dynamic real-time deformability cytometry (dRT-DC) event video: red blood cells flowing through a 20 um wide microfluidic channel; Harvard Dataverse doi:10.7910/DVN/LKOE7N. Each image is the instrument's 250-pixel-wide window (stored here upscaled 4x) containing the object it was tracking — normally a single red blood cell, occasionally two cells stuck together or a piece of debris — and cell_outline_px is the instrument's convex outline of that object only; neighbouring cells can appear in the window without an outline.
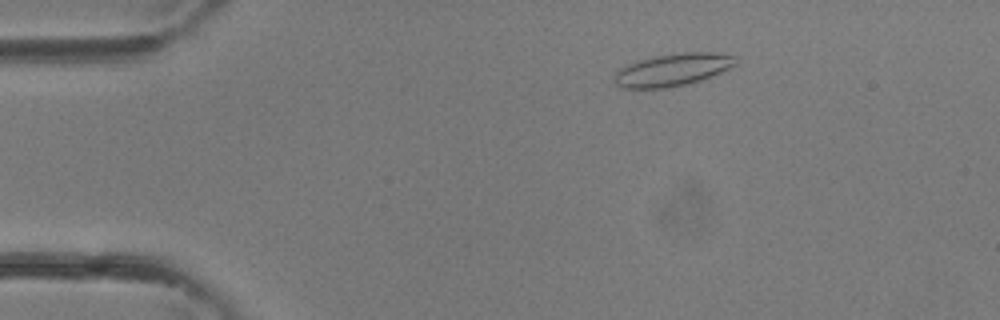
{"species": "common noctule bat (a hibernating species)", "species_latin": "Nyctalus noctula", "temperature_condition": "room temperature", "stored_images_in_passage": 29, "camera_frame_rate_fps": 3000, "um_per_image_px": 0.085, "animal": {"sex": "female"}, "frame": {"image": 1, "passage_image": 2, "time_ms": 0.333, "image_size_px": [1000, 320], "cell_outline_px": [[736, 64], [720, 72], [700, 80], [688, 84], [668, 88], [620, 88], [616, 84], [616, 72], [620, 68], [628, 64], [640, 60], [656, 56], [684, 52], [720, 52], [736, 56]], "centroid_in_image_um": [57.2, 5.93], "position_along_channel_um": 27.8, "area_um2": 22.77}}
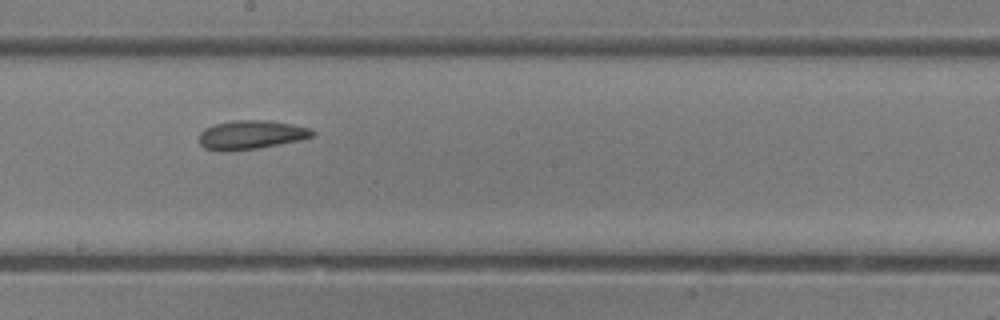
{"frame": {"image": 2, "passage_image": 16, "time_ms": 5.0, "image_size_px": [1000, 320], "cell_outline_px": [[316, 132], [312, 136], [300, 140], [256, 148], [228, 152], [216, 152], [204, 148], [200, 144], [200, 132], [204, 128], [212, 124], [236, 120], [272, 120], [312, 128]], "centroid_in_image_um": [21.31, 11.46], "position_along_channel_um": 226.9, "area_um2": 19.36}}
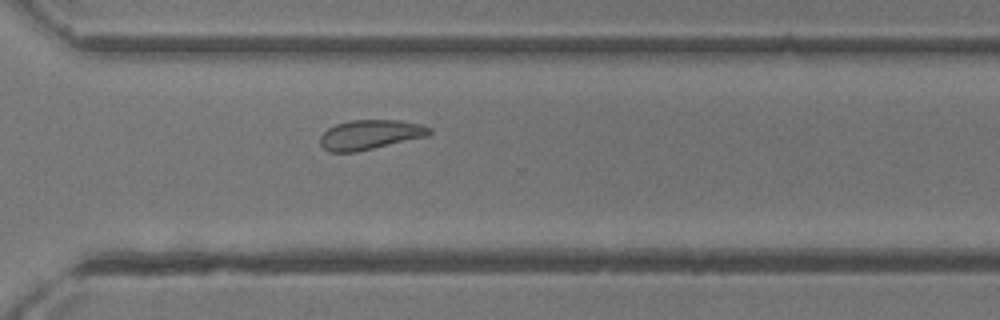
{"frame": {"image": 3, "passage_image": 22, "time_ms": 7.0, "image_size_px": [1000, 320], "cell_outline_px": [[432, 132], [428, 136], [356, 152], [328, 152], [320, 144], [320, 136], [328, 128], [336, 124], [348, 120], [400, 120], [420, 124], [432, 128]], "centroid_in_image_um": [31.46, 11.44], "position_along_channel_um": 339.1, "area_um2": 18.96}}